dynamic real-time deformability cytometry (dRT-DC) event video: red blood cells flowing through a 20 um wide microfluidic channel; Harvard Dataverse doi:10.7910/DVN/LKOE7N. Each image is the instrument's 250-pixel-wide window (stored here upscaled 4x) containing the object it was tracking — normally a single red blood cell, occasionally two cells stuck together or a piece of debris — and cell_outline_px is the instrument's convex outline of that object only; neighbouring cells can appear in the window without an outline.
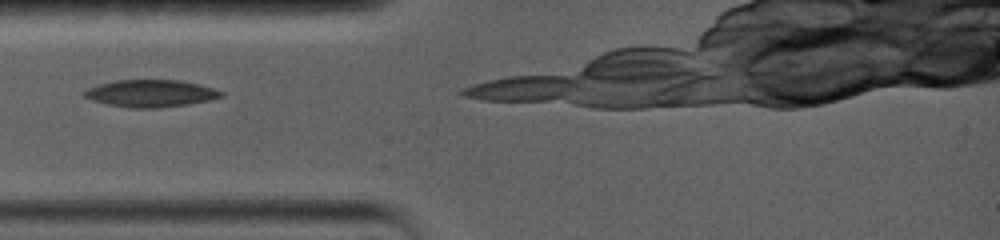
{"species": "common noctule bat (a hibernating species)", "species_latin": "Nyctalus noctula", "temperature_condition": "warm", "stored_images_in_passage": 16, "camera_frame_rate_fps": 5000, "um_per_image_px": 0.085, "animal": {"sex": "female", "body_mass_g": 19.0, "forearm_length_mm": 56.7}, "frame": {"image": 1, "passage_image": 1, "time_ms": 0.0, "image_size_px": [1000, 240], "cell_outline_px": [[224, 96], [212, 100], [188, 104], [160, 108], [132, 108], [108, 104], [92, 100], [84, 96], [80, 92], [88, 88], [100, 84], [116, 80], [180, 80], [212, 88], [224, 92]], "centroid_in_image_um": [12.81, 7.94], "position_along_channel_um": 72.2, "area_um2": 21.68}}